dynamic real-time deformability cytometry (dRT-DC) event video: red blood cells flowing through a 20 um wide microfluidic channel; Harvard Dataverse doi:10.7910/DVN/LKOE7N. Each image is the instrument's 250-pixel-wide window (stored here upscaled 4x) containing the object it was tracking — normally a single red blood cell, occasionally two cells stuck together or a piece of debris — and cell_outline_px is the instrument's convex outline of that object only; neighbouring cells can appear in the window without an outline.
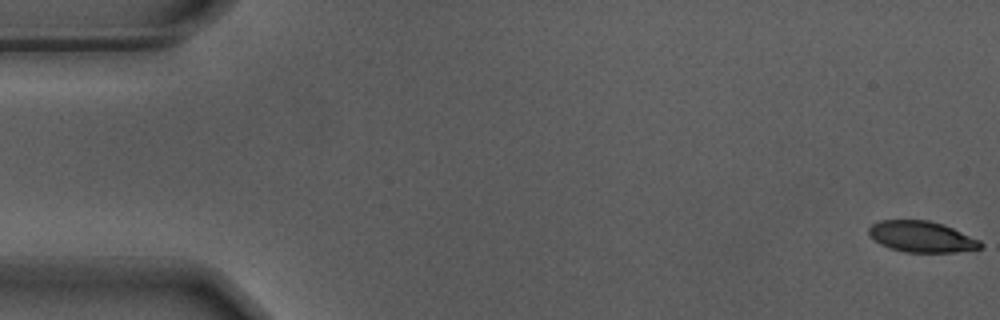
{"species": "Egyptian fruit bat (a non-hibernating species)", "species_latin": "Rousettus aegyptiacus", "temperature_condition": "warm", "stored_images_in_passage": 51, "camera_frame_rate_fps": 3000, "um_per_image_px": 0.085, "animal": {"sex": "male"}, "frame": {"image": 1, "passage_image": 1, "time_ms": 0.0, "image_size_px": [1000, 320], "cell_outline_px": [[984, 244], [980, 248], [956, 252], [904, 252], [880, 244], [868, 232], [868, 228], [872, 224], [880, 220], [928, 220], [944, 224], [980, 240]], "centroid_in_image_um": [78.36, 20.11], "position_along_channel_um": 6.6, "area_um2": 20.11}}
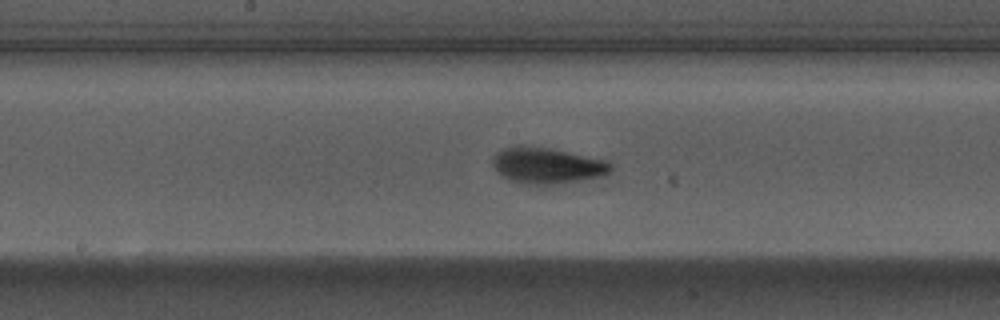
{"frame": {"image": 2, "passage_image": 29, "time_ms": 9.333, "image_size_px": [1000, 320], "cell_outline_px": [[612, 168], [604, 176], [580, 180], [552, 184], [520, 184], [508, 180], [500, 176], [496, 172], [492, 164], [492, 156], [496, 152], [504, 148], [516, 144], [520, 144], [548, 148], [608, 160], [612, 164]], "centroid_in_image_um": [46.43, 14.06], "position_along_channel_um": 201.8, "area_um2": 25.2}}
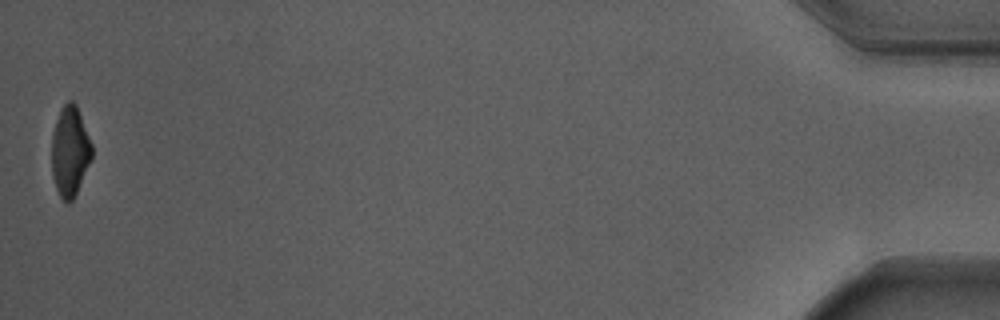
{"frame": {"image": 3, "passage_image": 51, "time_ms": 16.667, "image_size_px": [1000, 320], "cell_outline_px": [[92, 160], [72, 200], [68, 204], [60, 196], [56, 188], [52, 176], [52, 136], [56, 120], [64, 104], [68, 100], [72, 100], [76, 104], [92, 144]], "centroid_in_image_um": [5.95, 12.86], "position_along_channel_um": 429.2, "area_um2": 20.92}, "authors_computed_cell_mechanics": {"area_um2": 23.4668, "velocity_mm_per_s": 3.6898, "shape_relaxation_time_tau1_ms": 2.6927, "shape_relaxation_time_tau2_ms": 1.0831, "deformation_change_tau1": 0.1511, "deformation_change_tau2": 0.0603}}